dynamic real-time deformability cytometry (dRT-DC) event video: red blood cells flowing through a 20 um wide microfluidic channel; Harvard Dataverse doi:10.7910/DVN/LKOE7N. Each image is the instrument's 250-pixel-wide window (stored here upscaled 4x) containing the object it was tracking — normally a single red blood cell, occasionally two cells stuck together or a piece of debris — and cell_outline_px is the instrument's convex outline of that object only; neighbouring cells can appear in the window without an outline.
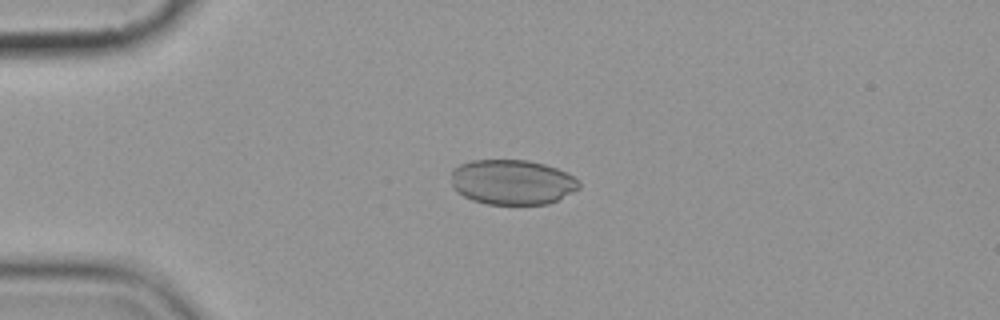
{"species": "common noctule bat (a hibernating species)", "species_latin": "Nyctalus noctula", "temperature_condition": "cold", "stored_images_in_passage": 5, "camera_frame_rate_fps": 3000, "um_per_image_px": 0.085, "animal": {"sex": "female", "body_mass_g": 19.9}, "frame": {"image": 1, "passage_image": 4, "time_ms": 3.333, "image_size_px": [1000, 320], "cell_outline_px": [[580, 188], [548, 204], [488, 204], [472, 200], [456, 192], [452, 188], [452, 168], [460, 164], [472, 160], [528, 160], [544, 164], [568, 172], [580, 180]], "centroid_in_image_um": [43.53, 15.47], "position_along_channel_um": 41.5, "area_um2": 33.76}}